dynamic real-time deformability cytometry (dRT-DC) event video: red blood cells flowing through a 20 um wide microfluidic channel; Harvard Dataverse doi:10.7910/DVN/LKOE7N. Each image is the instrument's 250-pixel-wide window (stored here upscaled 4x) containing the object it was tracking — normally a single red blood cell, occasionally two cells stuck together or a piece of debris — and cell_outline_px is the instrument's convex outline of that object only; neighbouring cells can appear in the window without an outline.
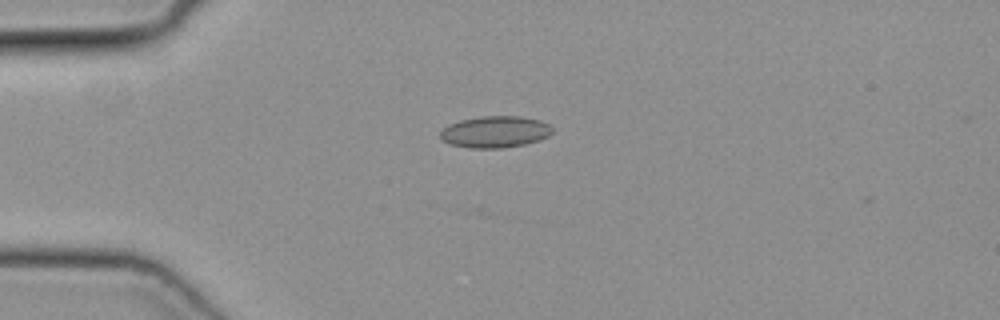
{"species": "common noctule bat (a hibernating species)", "species_latin": "Nyctalus noctula", "temperature_condition": "cold", "stored_images_in_passage": 39, "camera_frame_rate_fps": 3000, "um_per_image_px": 0.085, "animal": {"sex": "female", "body_mass_g": 19.3, "forearm_length_mm": 54.1}, "frame": {"image": 1, "passage_image": 2, "time_ms": 0.333, "image_size_px": [1000, 320], "cell_outline_px": [[552, 132], [548, 136], [540, 140], [524, 144], [504, 148], [468, 148], [448, 144], [440, 140], [440, 132], [448, 124], [460, 120], [480, 116], [520, 116], [540, 120], [548, 124], [552, 128]], "centroid_in_image_um": [42.05, 11.21], "position_along_channel_um": 43.0, "area_um2": 20.87}}
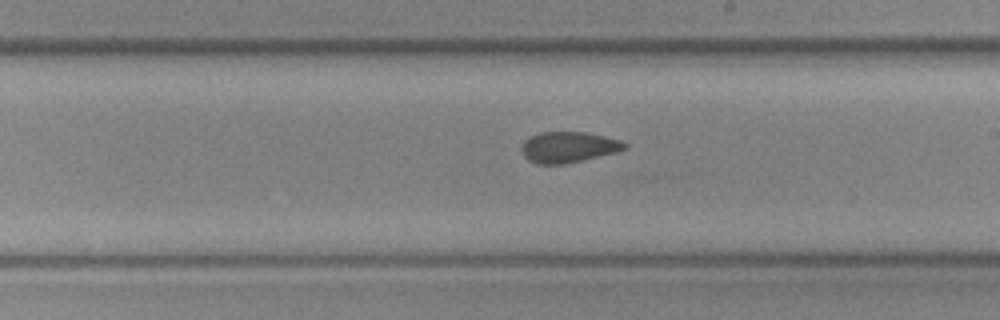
{"frame": {"image": 2, "passage_image": 18, "time_ms": 5.667, "image_size_px": [1000, 320], "cell_outline_px": [[628, 148], [616, 152], [564, 164], [536, 164], [528, 160], [524, 156], [520, 148], [524, 140], [528, 136], [540, 132], [588, 132], [620, 140], [628, 144]], "centroid_in_image_um": [48.29, 12.5], "position_along_channel_um": 240.7, "area_um2": 18.67}}
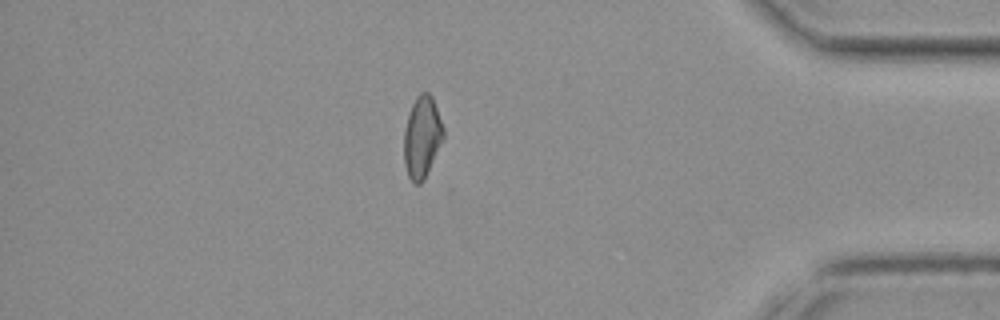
{"frame": {"image": 3, "passage_image": 32, "time_ms": 10.333, "image_size_px": [1000, 320], "cell_outline_px": [[444, 136], [424, 180], [420, 184], [412, 184], [408, 176], [404, 164], [404, 132], [408, 116], [412, 104], [416, 96], [420, 92], [428, 92], [432, 96], [444, 128]], "centroid_in_image_um": [35.86, 11.66], "position_along_channel_um": 399.3, "area_um2": 18.73}}